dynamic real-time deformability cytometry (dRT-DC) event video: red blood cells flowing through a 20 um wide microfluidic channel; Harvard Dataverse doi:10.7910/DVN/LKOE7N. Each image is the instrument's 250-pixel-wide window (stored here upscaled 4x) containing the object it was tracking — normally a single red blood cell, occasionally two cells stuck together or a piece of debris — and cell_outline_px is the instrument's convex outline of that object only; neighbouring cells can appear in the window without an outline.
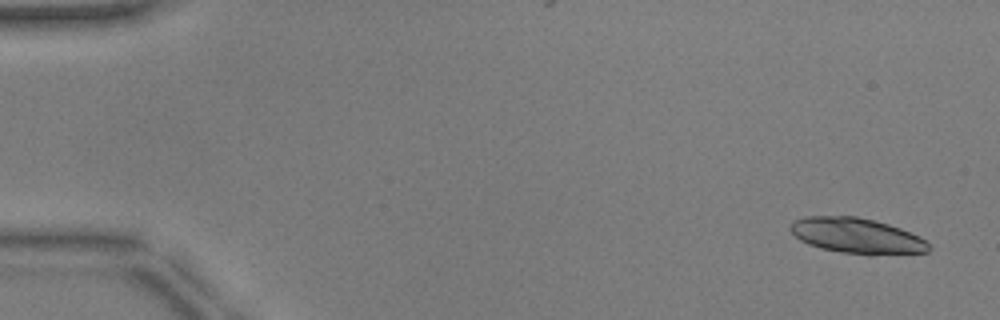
{"species": "common noctule bat (a hibernating species)", "species_latin": "Nyctalus noctula", "temperature_condition": "warm", "stored_images_in_passage": 49, "camera_frame_rate_fps": 3000, "um_per_image_px": 0.085, "animal": {"sex": "male", "body_mass_g": 17.9, "forearm_length_mm": 54.2}, "frame": {"image": 1, "passage_image": 1, "time_ms": 0.0, "image_size_px": [1000, 320], "cell_outline_px": [[932, 248], [928, 252], [872, 256], [868, 256], [840, 252], [820, 248], [808, 244], [800, 240], [788, 228], [792, 220], [804, 216], [856, 216], [888, 224], [900, 228], [920, 236]], "centroid_in_image_um": [72.82, 20.05], "position_along_channel_um": 12.2, "area_um2": 29.02}}
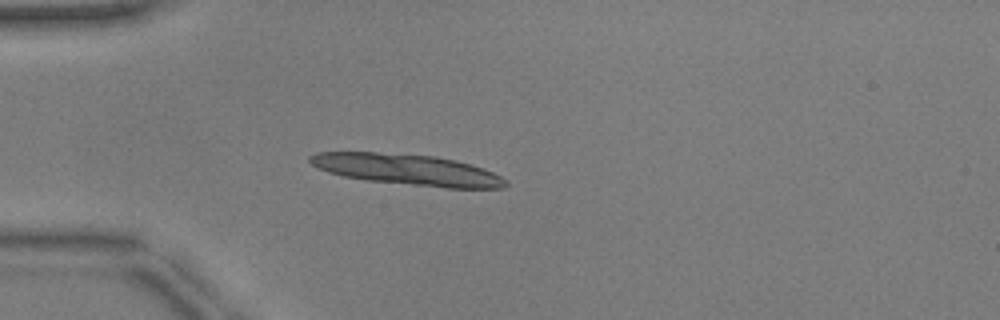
{"frame": {"image": 2, "passage_image": 13, "time_ms": 4.0, "image_size_px": [1000, 320], "cell_outline_px": [[508, 184], [504, 188], [448, 188], [368, 180], [344, 176], [328, 172], [312, 164], [308, 160], [308, 156], [316, 152], [376, 152], [436, 156], [456, 160], [484, 168], [508, 180]], "centroid_in_image_um": [34.65, 14.41], "position_along_channel_um": 50.3, "area_um2": 35.14}, "authors_computed_cell_mechanics": {"area_um2": 28.2064, "velocity_mm_per_s": 3.9301, "shape_relaxation_time_tau1_ms": 4.3102, "shape_relaxation_time_tau2_ms": 4.1939, "deformation_change_tau1": 0.0868, "deformation_change_tau2": 0.1022}}